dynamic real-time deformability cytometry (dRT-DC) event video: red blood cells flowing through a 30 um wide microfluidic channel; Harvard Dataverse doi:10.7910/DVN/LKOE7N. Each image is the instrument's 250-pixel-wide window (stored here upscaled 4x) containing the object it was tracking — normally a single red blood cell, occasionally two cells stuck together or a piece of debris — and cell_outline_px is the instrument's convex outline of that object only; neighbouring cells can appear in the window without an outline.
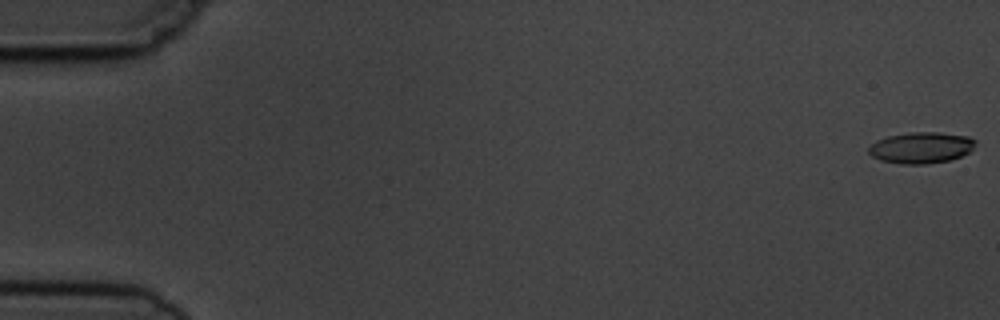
{"species": "common noctule bat (a hibernating species)", "species_latin": "Nyctalus noctula", "temperature_condition": "cold", "stored_images_in_passage": 5, "camera_frame_rate_fps": 3000, "um_per_image_px": 0.085, "animal": {"sex": "male", "body_mass_g": 19.5, "forearm_length_mm": 54.6}, "frame": {"image": 1, "passage_image": 1, "time_ms": 0.0, "image_size_px": [1000, 320], "cell_outline_px": [[976, 144], [968, 152], [960, 156], [948, 160], [924, 164], [900, 164], [880, 160], [872, 156], [868, 152], [868, 148], [876, 140], [888, 136], [908, 132], [940, 132], [968, 136], [976, 140]], "centroid_in_image_um": [78.28, 12.54], "position_along_channel_um": 6.7, "area_um2": 19.42}}
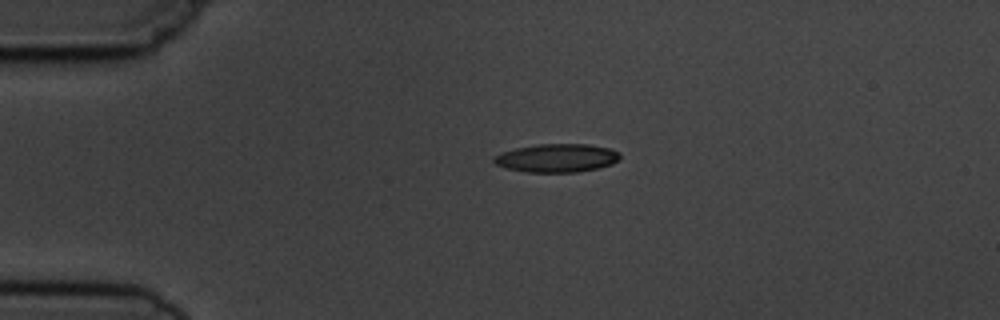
{"frame": {"image": 2, "passage_image": 4, "time_ms": 4.0, "image_size_px": [1000, 320], "cell_outline_px": [[620, 160], [612, 164], [600, 168], [580, 172], [524, 172], [508, 168], [496, 164], [492, 160], [500, 152], [516, 148], [536, 144], [588, 144], [608, 148], [620, 152]], "centroid_in_image_um": [47.37, 13.43], "position_along_channel_um": 37.6, "area_um2": 20.98}}